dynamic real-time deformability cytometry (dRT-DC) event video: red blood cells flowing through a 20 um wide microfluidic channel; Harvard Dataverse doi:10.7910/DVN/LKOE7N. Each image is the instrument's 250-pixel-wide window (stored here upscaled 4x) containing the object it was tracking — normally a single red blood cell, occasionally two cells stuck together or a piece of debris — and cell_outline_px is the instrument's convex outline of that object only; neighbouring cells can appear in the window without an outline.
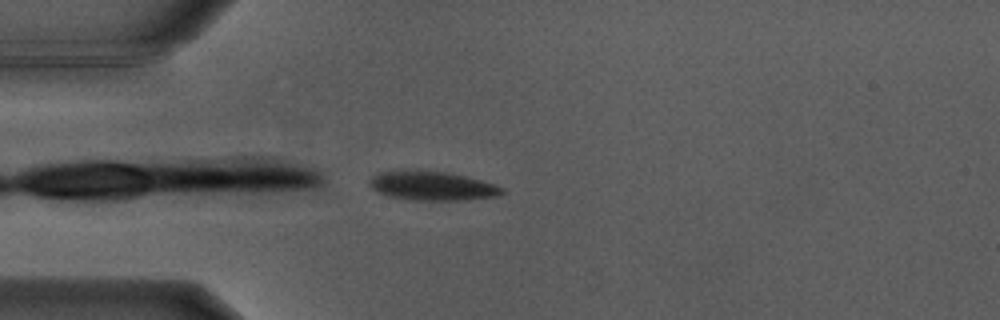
{"species": "Egyptian fruit bat (a non-hibernating species)", "species_latin": "Rousettus aegyptiacus", "temperature_condition": "warm", "stored_images_in_passage": 23, "camera_frame_rate_fps": 3000, "um_per_image_px": 0.085, "animal": {"sex": "male"}, "frame": {"image": 1, "passage_image": 1, "time_ms": 0.0, "image_size_px": [1000, 320], "cell_outline_px": [[504, 192], [500, 196], [464, 200], [408, 200], [388, 196], [376, 192], [368, 184], [368, 180], [372, 176], [380, 172], [448, 172], [480, 180], [504, 188]], "centroid_in_image_um": [36.73, 15.84], "position_along_channel_um": 48.3, "area_um2": 22.02}}
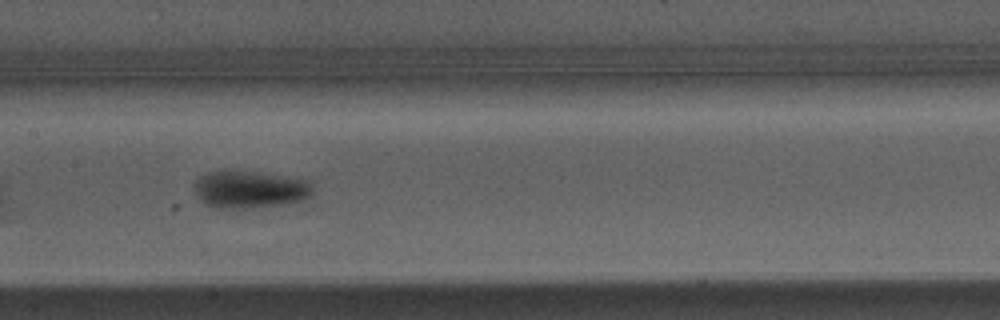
{"frame": {"image": 2, "passage_image": 13, "time_ms": 4.0, "image_size_px": [1000, 320], "cell_outline_px": [[312, 196], [304, 200], [284, 204], [252, 208], [212, 208], [200, 200], [196, 196], [196, 180], [200, 176], [208, 172], [224, 168], [308, 180], [312, 188]], "centroid_in_image_um": [21.2, 16.1], "position_along_channel_um": 186.2, "area_um2": 26.01}}
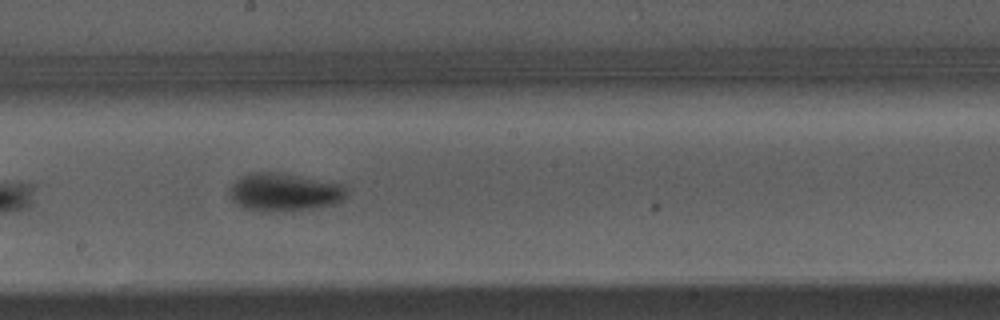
{"frame": {"image": 3, "passage_image": 16, "time_ms": 5.0, "image_size_px": [1000, 320], "cell_outline_px": [[348, 196], [332, 204], [312, 208], [268, 212], [244, 208], [232, 200], [232, 184], [240, 176], [252, 172], [280, 172], [340, 184], [348, 192]], "centroid_in_image_um": [24.15, 16.32], "position_along_channel_um": 224.0, "area_um2": 25.43}, "authors_computed_cell_mechanics": {"area_um2": 24.276, "velocity_mm_per_s": 3.8018, "shape_relaxation_time_tau1_ms": 4.2178, "shape_relaxation_time_tau2_ms": null, "deformation_change_tau1": 0.2183, "deformation_change_tau2": null}}